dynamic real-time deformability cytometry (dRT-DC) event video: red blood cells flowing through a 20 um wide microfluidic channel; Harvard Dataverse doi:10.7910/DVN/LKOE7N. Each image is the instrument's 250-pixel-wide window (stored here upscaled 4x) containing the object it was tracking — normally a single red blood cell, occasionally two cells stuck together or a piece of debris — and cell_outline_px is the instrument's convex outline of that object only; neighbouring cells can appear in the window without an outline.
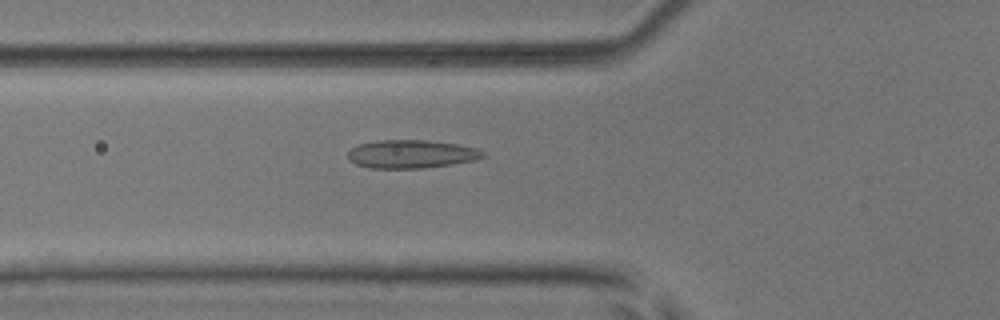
{"species": "common noctule bat (a hibernating species)", "species_latin": "Nyctalus noctula", "temperature_condition": "room temperature", "stored_images_in_passage": 52, "camera_frame_rate_fps": 3000, "um_per_image_px": 0.085, "animal": {"sex": "male", "body_mass_g": 17.9, "forearm_length_mm": 54.2}, "frame": {"image": 1, "passage_image": 19, "time_ms": 6.0, "image_size_px": [1000, 320], "cell_outline_px": [[484, 156], [476, 160], [452, 164], [424, 168], [368, 168], [356, 164], [348, 160], [348, 152], [356, 144], [376, 140], [428, 140], [456, 144], [476, 148], [484, 152]], "centroid_in_image_um": [34.92, 13.09], "position_along_channel_um": 90.9, "area_um2": 22.37}}
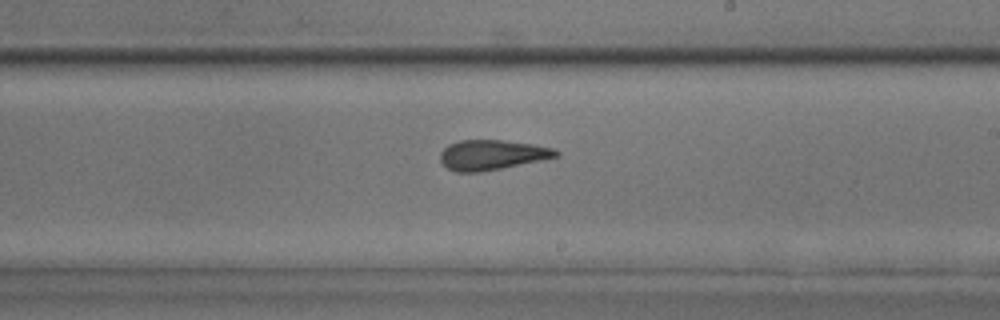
{"frame": {"image": 2, "passage_image": 31, "time_ms": 10.0, "image_size_px": [1000, 320], "cell_outline_px": [[560, 156], [544, 160], [480, 172], [456, 172], [448, 168], [440, 160], [440, 152], [448, 144], [460, 140], [504, 140], [532, 144], [556, 148], [560, 152]], "centroid_in_image_um": [41.86, 13.16], "position_along_channel_um": 247.1, "area_um2": 20.4}}
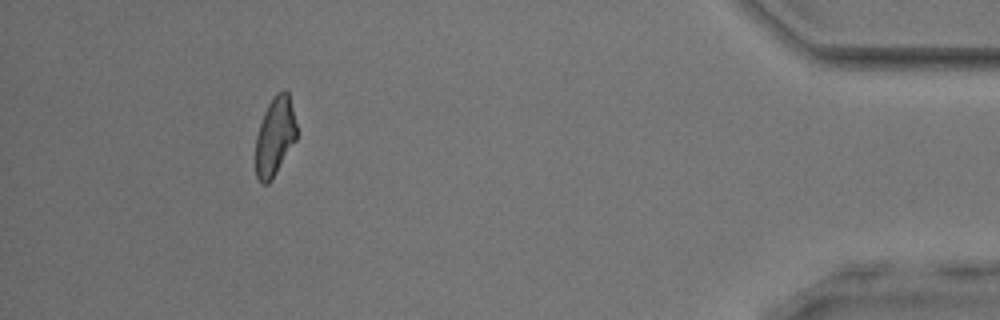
{"frame": {"image": 3, "passage_image": 48, "time_ms": 15.667, "image_size_px": [1000, 320], "cell_outline_px": [[296, 140], [272, 180], [268, 184], [260, 184], [256, 176], [256, 136], [264, 112], [272, 96], [276, 92], [284, 88], [288, 92], [296, 124]], "centroid_in_image_um": [23.36, 11.6], "position_along_channel_um": 411.8, "area_um2": 18.9}, "authors_computed_cell_mechanics": {"area_um2": 20.7213, "velocity_mm_per_s": 3.9124, "shape_relaxation_time_tau1_ms": 8.3947, "shape_relaxation_time_tau2_ms": 1.9793, "deformation_change_tau1": 0.1533, "deformation_change_tau2": 0.0848}}